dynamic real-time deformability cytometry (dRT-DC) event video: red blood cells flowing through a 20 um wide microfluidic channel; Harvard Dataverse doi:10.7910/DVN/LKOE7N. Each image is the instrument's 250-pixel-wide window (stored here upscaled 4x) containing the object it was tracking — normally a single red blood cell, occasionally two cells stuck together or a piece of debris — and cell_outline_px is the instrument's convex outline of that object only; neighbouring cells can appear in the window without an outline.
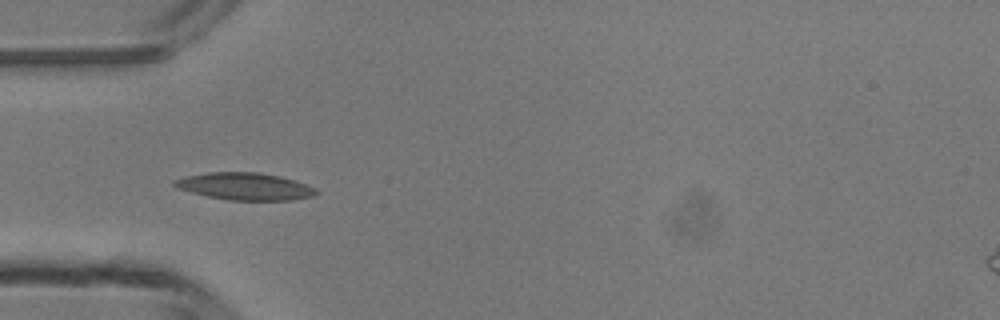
{"species": "common noctule bat (a hibernating species)", "species_latin": "Nyctalus noctula", "temperature_condition": "room temperature", "stored_images_in_passage": 3, "camera_frame_rate_fps": 3000, "um_per_image_px": 0.085, "animal": {"sex": "male", "body_mass_g": 13.3}, "frame": {"image": 1, "passage_image": 3, "time_ms": 3.0, "image_size_px": [1000, 320], "cell_outline_px": [[320, 192], [312, 196], [292, 200], [228, 200], [208, 196], [176, 188], [172, 184], [172, 180], [184, 176], [208, 172], [260, 172], [280, 176], [316, 188]], "centroid_in_image_um": [20.78, 15.83], "position_along_channel_um": 64.2, "area_um2": 22.48}}